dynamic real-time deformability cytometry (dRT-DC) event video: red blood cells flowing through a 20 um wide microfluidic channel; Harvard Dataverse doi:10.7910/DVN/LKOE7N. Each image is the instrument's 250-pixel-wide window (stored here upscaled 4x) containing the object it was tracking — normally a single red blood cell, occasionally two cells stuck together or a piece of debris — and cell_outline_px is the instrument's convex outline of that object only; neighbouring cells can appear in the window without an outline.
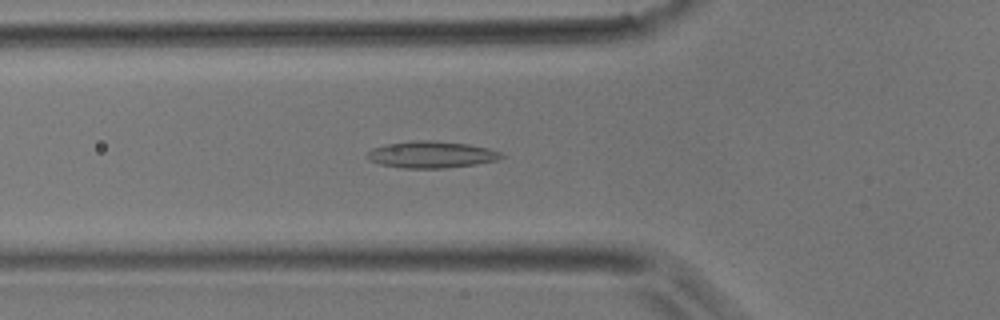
{"species": "common noctule bat (a hibernating species)", "species_latin": "Nyctalus noctula", "temperature_condition": "room temperature", "stored_images_in_passage": 44, "camera_frame_rate_fps": 3000, "um_per_image_px": 0.085, "animal": {"sex": "male", "body_mass_g": 17.9}, "frame": {"image": 1, "passage_image": 15, "time_ms": 4.667, "image_size_px": [1000, 320], "cell_outline_px": [[504, 156], [496, 160], [476, 164], [444, 168], [400, 168], [380, 164], [368, 160], [364, 156], [372, 148], [388, 144], [416, 140], [432, 140], [468, 144], [488, 148], [500, 152]], "centroid_in_image_um": [36.62, 13.14], "position_along_channel_um": 89.2, "area_um2": 20.87}}
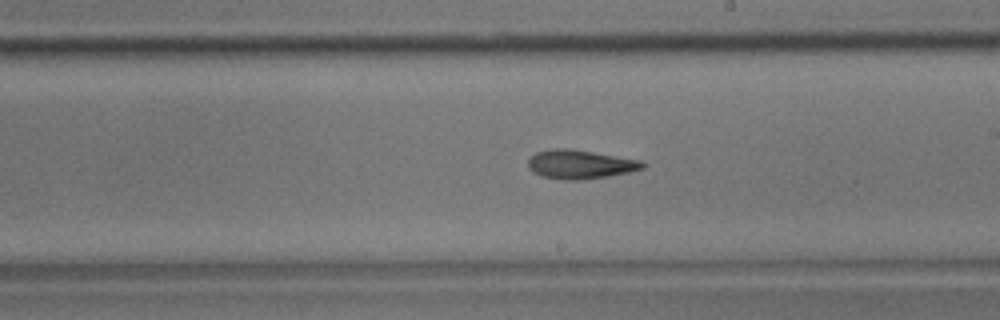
{"frame": {"image": 2, "passage_image": 25, "time_ms": 8.0, "image_size_px": [1000, 320], "cell_outline_px": [[648, 164], [644, 168], [628, 172], [608, 176], [580, 180], [564, 180], [540, 176], [532, 172], [528, 168], [528, 160], [536, 152], [556, 148], [568, 148], [644, 160]], "centroid_in_image_um": [49.34, 13.97], "position_along_channel_um": 239.7, "area_um2": 19.48}}
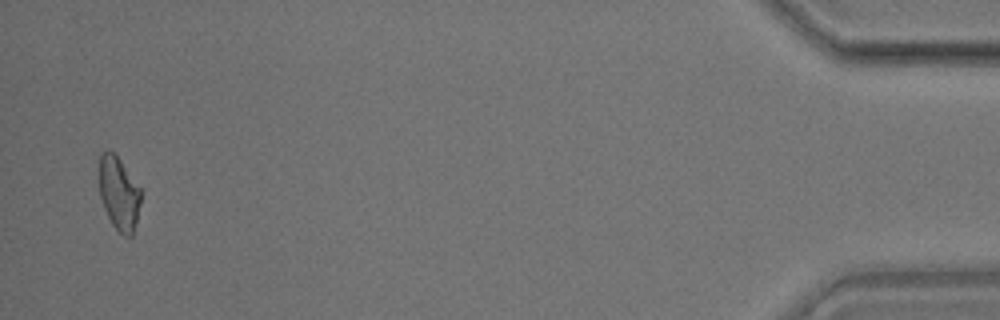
{"frame": {"image": 3, "passage_image": 43, "time_ms": 14.0, "image_size_px": [1000, 320], "cell_outline_px": [[144, 192], [132, 236], [124, 236], [112, 224], [104, 208], [100, 196], [100, 156], [108, 148], [120, 160]], "centroid_in_image_um": [10.15, 16.45], "position_along_channel_um": 425.1, "area_um2": 17.8}}